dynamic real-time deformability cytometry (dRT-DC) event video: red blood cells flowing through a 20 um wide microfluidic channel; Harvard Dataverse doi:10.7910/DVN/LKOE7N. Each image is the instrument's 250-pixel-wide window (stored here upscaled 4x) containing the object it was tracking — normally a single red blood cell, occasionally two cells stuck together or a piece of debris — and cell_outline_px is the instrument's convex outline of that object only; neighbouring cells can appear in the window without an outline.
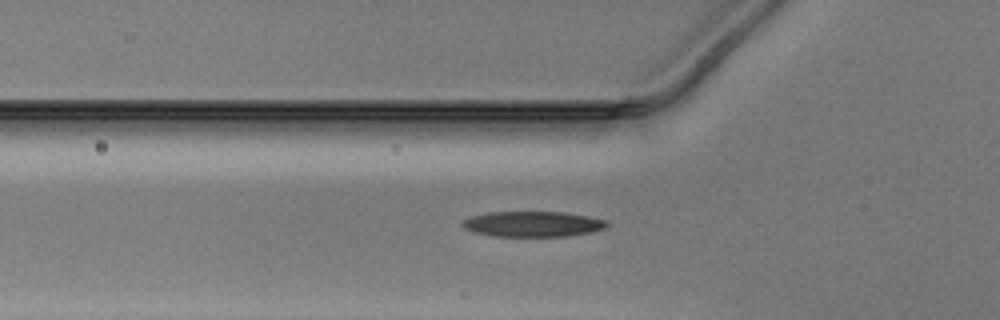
{"species": "Egyptian fruit bat (a non-hibernating species)", "species_latin": "Rousettus aegyptiacus", "temperature_condition": "warm", "stored_images_in_passage": 25, "camera_frame_rate_fps": 3000, "um_per_image_px": 0.085, "animal": {"sex": "male"}, "frame": {"image": 1, "passage_image": 2, "time_ms": 0.333, "image_size_px": [1000, 320], "cell_outline_px": [[608, 224], [604, 228], [592, 232], [568, 236], [492, 236], [476, 232], [464, 228], [460, 224], [464, 220], [472, 216], [488, 212], [564, 212], [588, 216], [608, 220]], "centroid_in_image_um": [45.31, 19.04], "position_along_channel_um": 80.5, "area_um2": 21.39}}
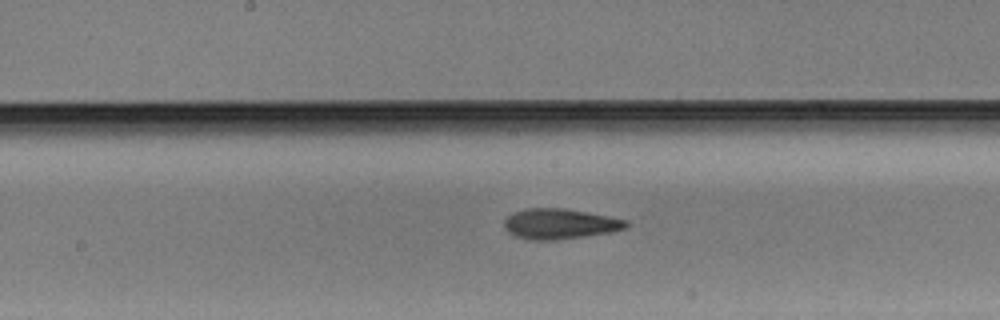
{"frame": {"image": 2, "passage_image": 11, "time_ms": 3.333, "image_size_px": [1000, 320], "cell_outline_px": [[628, 228], [612, 232], [556, 240], [532, 240], [516, 236], [508, 232], [504, 228], [504, 220], [508, 216], [524, 208], [564, 208], [608, 216], [628, 220]], "centroid_in_image_um": [47.6, 19.03], "position_along_channel_um": 200.6, "area_um2": 21.56}}
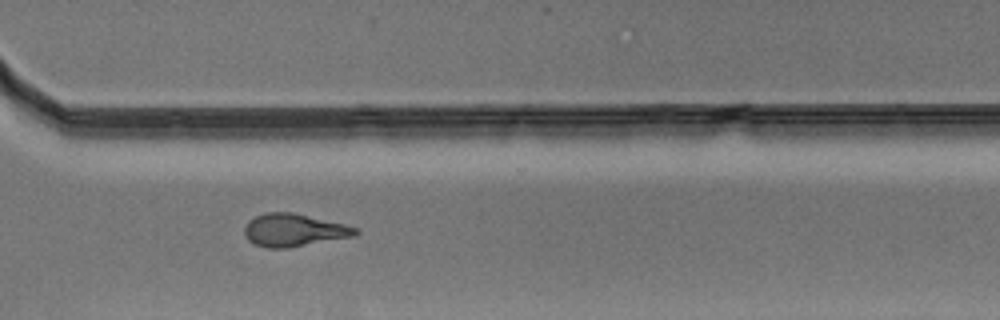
{"frame": {"image": 3, "passage_image": 22, "time_ms": 7.0, "image_size_px": [1000, 320], "cell_outline_px": [[360, 232], [352, 236], [288, 248], [264, 248], [252, 244], [244, 236], [244, 228], [248, 220], [264, 212], [292, 212], [344, 224], [360, 228]], "centroid_in_image_um": [24.93, 19.56], "position_along_channel_um": 345.7, "area_um2": 21.27}}